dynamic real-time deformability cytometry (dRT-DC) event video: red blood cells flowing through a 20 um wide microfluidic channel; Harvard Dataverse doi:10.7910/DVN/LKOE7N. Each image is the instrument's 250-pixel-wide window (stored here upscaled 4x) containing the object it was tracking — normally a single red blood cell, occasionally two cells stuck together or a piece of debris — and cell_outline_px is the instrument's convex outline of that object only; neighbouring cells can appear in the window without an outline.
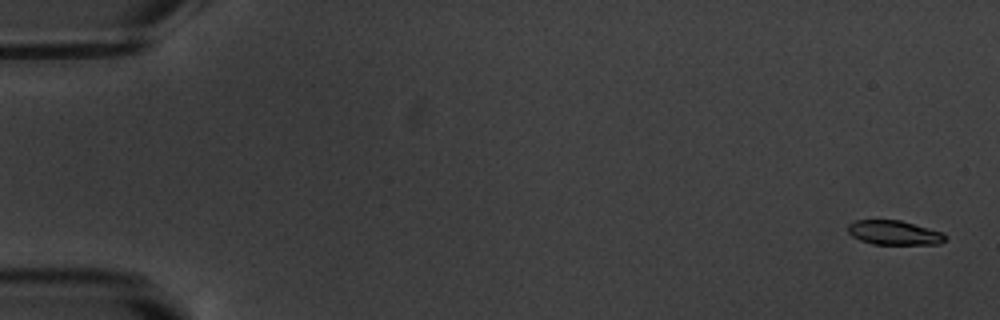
{"species": "common noctule bat (a hibernating species)", "species_latin": "Nyctalus noctula", "temperature_condition": "warm", "stored_images_in_passage": 6, "camera_frame_rate_fps": 3000, "um_per_image_px": 0.085, "animal": {"sex": "male", "body_mass_g": 20.1, "forearm_length_mm": 53.5}, "frame": {"image": 1, "passage_image": 1, "time_ms": 0.0, "image_size_px": [1000, 320], "cell_outline_px": [[948, 236], [940, 244], [872, 244], [860, 240], [852, 236], [848, 232], [848, 224], [856, 220], [900, 220], [944, 232]], "centroid_in_image_um": [76.02, 19.78], "position_along_channel_um": 9.0, "area_um2": 13.87}}
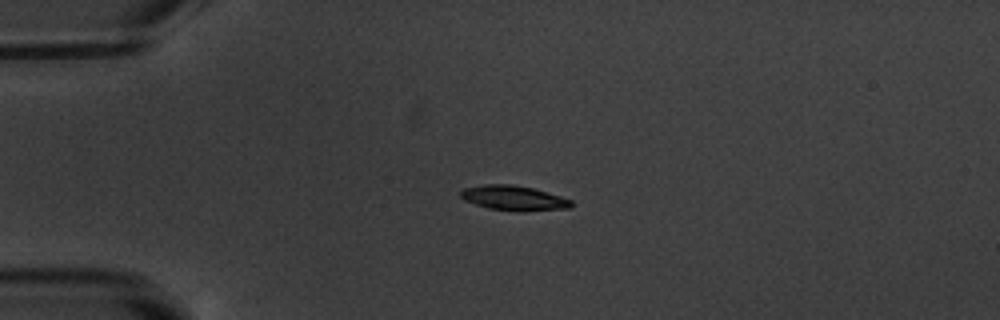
{"frame": {"image": 2, "passage_image": 4, "time_ms": 4.333, "image_size_px": [1000, 320], "cell_outline_px": [[572, 208], [520, 212], [488, 208], [464, 200], [460, 196], [460, 192], [464, 188], [484, 184], [512, 184], [532, 188], [560, 196], [572, 200]], "centroid_in_image_um": [43.68, 16.84], "position_along_channel_um": 41.3, "area_um2": 16.07}}